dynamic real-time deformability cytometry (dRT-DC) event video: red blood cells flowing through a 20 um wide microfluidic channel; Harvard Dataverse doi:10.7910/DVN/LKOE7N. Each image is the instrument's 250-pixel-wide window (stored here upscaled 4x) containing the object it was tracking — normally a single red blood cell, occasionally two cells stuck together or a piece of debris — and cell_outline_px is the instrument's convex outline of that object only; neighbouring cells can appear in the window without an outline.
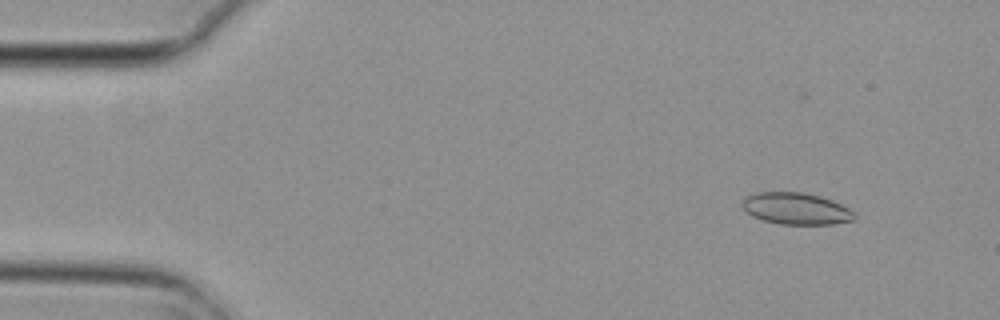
{"species": "common noctule bat (a hibernating species)", "species_latin": "Nyctalus noctula", "temperature_condition": "cold", "stored_images_in_passage": 5, "camera_frame_rate_fps": 3000, "um_per_image_px": 0.085, "animal": {"sex": "female", "body_mass_g": 29.2, "forearm_length_mm": 56.3}, "frame": {"image": 1, "passage_image": 2, "time_ms": 0.333, "image_size_px": [1000, 320], "cell_outline_px": [[856, 220], [832, 224], [780, 224], [764, 220], [752, 216], [740, 204], [748, 196], [756, 192], [804, 192], [820, 196], [832, 200], [856, 212]], "centroid_in_image_um": [67.71, 17.73], "position_along_channel_um": 17.3, "area_um2": 20.75}}
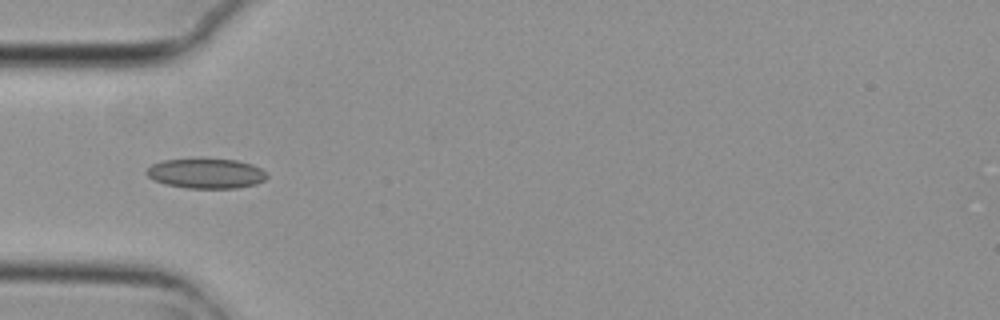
{"frame": {"image": 2, "passage_image": 5, "time_ms": 1.333, "image_size_px": [1000, 320], "cell_outline_px": [[268, 176], [264, 180], [256, 184], [236, 188], [188, 188], [164, 184], [148, 176], [144, 172], [152, 164], [164, 160], [236, 160], [252, 164], [260, 168]], "centroid_in_image_um": [17.52, 14.76], "position_along_channel_um": 67.5, "area_um2": 20.58}}